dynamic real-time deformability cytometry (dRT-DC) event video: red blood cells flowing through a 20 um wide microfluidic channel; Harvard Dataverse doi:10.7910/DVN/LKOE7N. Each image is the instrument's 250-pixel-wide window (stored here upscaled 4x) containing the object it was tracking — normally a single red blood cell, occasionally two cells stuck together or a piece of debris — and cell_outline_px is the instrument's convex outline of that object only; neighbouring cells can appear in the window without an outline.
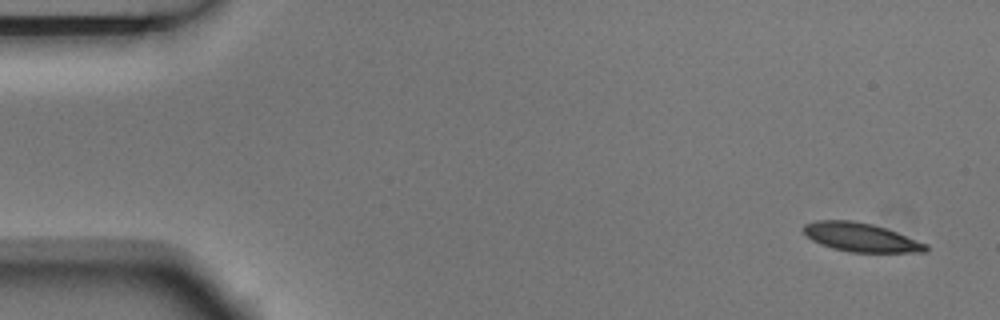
{"species": "Egyptian fruit bat (a non-hibernating species)", "species_latin": "Rousettus aegyptiacus", "temperature_condition": "room temperature", "stored_images_in_passage": 4, "camera_frame_rate_fps": 3000, "um_per_image_px": 0.085, "animal": {"sex": "male"}, "frame": {"image": 1, "passage_image": 1, "time_ms": 0.0, "image_size_px": [1000, 320], "cell_outline_px": [[928, 248], [924, 252], [848, 252], [832, 248], [820, 244], [812, 240], [804, 232], [804, 224], [816, 220], [852, 220], [872, 224], [896, 232], [928, 244]], "centroid_in_image_um": [73.15, 20.17], "position_along_channel_um": 11.8, "area_um2": 20.35}}